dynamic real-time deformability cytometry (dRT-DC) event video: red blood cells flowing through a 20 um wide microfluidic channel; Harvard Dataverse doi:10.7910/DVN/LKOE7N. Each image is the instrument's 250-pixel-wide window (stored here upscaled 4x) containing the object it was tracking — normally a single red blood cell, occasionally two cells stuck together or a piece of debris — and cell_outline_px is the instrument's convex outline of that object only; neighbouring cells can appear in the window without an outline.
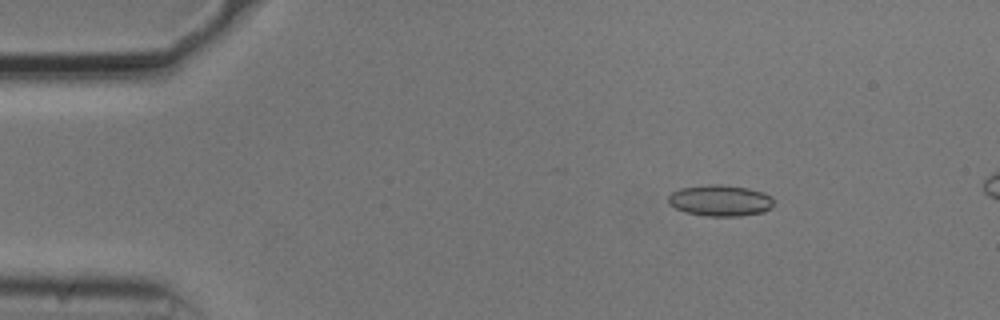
{"species": "common noctule bat (a hibernating species)", "species_latin": "Nyctalus noctula", "temperature_condition": "cold", "stored_images_in_passage": 11, "camera_frame_rate_fps": 3000, "um_per_image_px": 0.085, "animal": {"sex": "male", "body_mass_g": 20.5, "forearm_length_mm": 52.5}, "frame": {"image": 1, "passage_image": 2, "time_ms": 0.333, "image_size_px": [1000, 320], "cell_outline_px": [[772, 208], [764, 212], [740, 216], [708, 216], [684, 212], [668, 204], [668, 196], [672, 192], [680, 188], [708, 184], [720, 184], [748, 188], [764, 192], [772, 196]], "centroid_in_image_um": [61.22, 17.04], "position_along_channel_um": 23.8, "area_um2": 19.36}}